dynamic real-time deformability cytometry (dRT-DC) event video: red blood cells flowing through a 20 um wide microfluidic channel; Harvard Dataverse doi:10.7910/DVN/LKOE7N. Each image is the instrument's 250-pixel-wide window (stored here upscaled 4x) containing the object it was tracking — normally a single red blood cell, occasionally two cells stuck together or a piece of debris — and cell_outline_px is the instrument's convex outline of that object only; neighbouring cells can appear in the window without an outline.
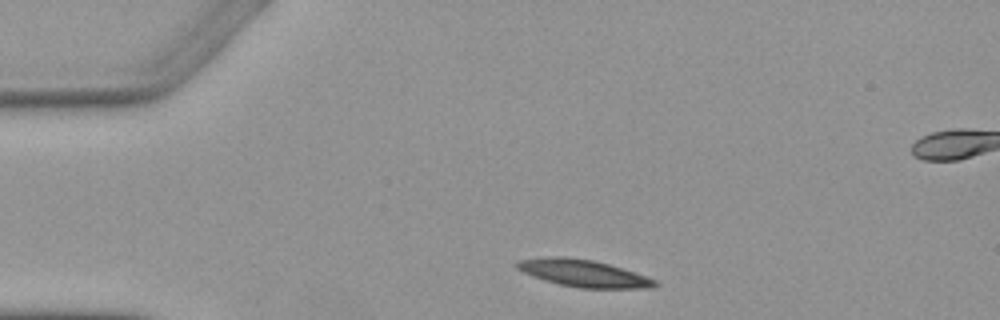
{"species": "Egyptian fruit bat (a non-hibernating species)", "species_latin": "Rousettus aegyptiacus", "temperature_condition": "warm", "stored_images_in_passage": 3, "segment_of_instrument_passage": [1, 2], "camera_frame_rate_fps": 3000, "um_per_image_px": 0.085, "animal": {"sex": "female"}, "frame": {"image": 1, "passage_image": 1, "time_ms": 0.0, "image_size_px": [1000, 320], "cell_outline_px": [[660, 284], [652, 288], [580, 288], [560, 284], [544, 280], [524, 272], [516, 268], [512, 264], [516, 260], [552, 256], [564, 256], [592, 260], [608, 264], [656, 280]], "centroid_in_image_um": [49.54, 23.22], "position_along_channel_um": 35.5, "area_um2": 21.62}}